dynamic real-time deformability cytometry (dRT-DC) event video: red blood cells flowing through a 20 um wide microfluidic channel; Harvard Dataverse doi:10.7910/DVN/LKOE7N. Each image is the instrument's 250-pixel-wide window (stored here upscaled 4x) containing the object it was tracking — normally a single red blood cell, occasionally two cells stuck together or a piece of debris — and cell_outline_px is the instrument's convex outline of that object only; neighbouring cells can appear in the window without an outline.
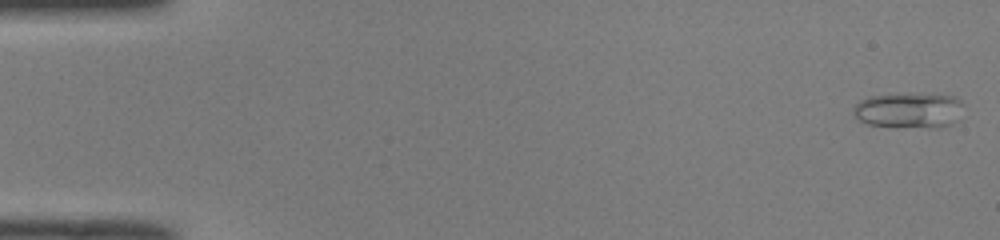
{"species": "common noctule bat (a hibernating species)", "species_latin": "Nyctalus noctula", "temperature_condition": "room temperature", "stored_images_in_passage": 50, "camera_frame_rate_fps": 3000, "um_per_image_px": 0.085, "animal": {"sex": "male", "body_mass_g": 19.0, "forearm_length_mm": 50.8}, "frame": {"image": 1, "passage_image": 1, "time_ms": 0.0, "image_size_px": [1000, 240], "cell_outline_px": [[964, 104], [960, 120], [952, 124], [936, 128], [928, 128], [868, 124], [860, 120], [852, 112], [852, 108], [860, 100], [868, 96], [956, 96]], "centroid_in_image_um": [77.32, 9.42], "position_along_channel_um": 7.7, "area_um2": 22.14}}
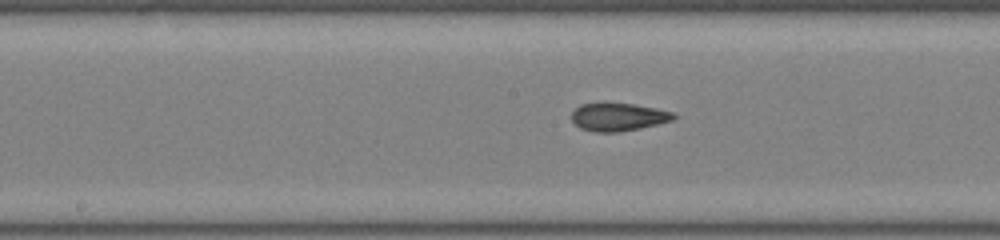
{"frame": {"image": 2, "passage_image": 26, "time_ms": 8.333, "image_size_px": [1000, 240], "cell_outline_px": [[676, 120], [640, 128], [616, 132], [596, 132], [580, 128], [572, 120], [572, 112], [580, 104], [600, 100], [604, 100], [632, 104], [656, 108], [672, 112], [676, 116]], "centroid_in_image_um": [52.53, 9.9], "position_along_channel_um": 195.7, "area_um2": 17.17}}
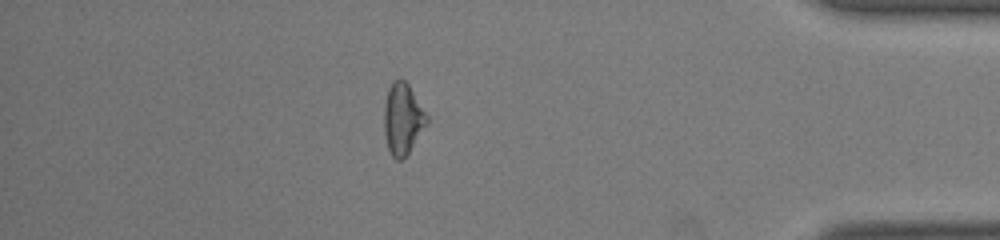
{"frame": {"image": 3, "passage_image": 44, "time_ms": 14.333, "image_size_px": [1000, 240], "cell_outline_px": [[428, 124], [408, 152], [400, 160], [396, 160], [392, 156], [388, 148], [384, 132], [384, 104], [388, 88], [392, 80], [404, 80], [408, 84], [428, 116]], "centroid_in_image_um": [34.22, 10.09], "position_along_channel_um": 401.0, "area_um2": 17.63}, "authors_computed_cell_mechanics": {"area_um2": 17.5712, "velocity_mm_per_s": 4.0382, "shape_relaxation_time_tau1_ms": null, "shape_relaxation_time_tau2_ms": 3.0468, "deformation_change_tau1": null, "deformation_change_tau2": 0.1033}}